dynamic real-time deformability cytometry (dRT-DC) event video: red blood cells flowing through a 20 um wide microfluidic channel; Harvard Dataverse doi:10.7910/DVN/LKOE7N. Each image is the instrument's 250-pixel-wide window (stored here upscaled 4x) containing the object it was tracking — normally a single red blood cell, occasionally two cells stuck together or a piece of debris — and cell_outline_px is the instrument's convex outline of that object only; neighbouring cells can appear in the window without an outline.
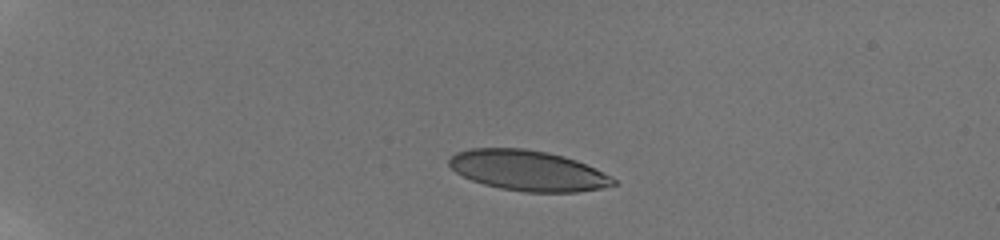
{"species": "human", "species_latin": "Homo sapiens", "temperature_condition": "room temperature", "stored_images_in_passage": 26, "camera_frame_rate_fps": 3000, "um_per_image_px": 0.085, "donor": {"sex": "male"}, "frame": {"image": 1, "passage_image": 1, "time_ms": 0.0, "image_size_px": [1000, 240], "cell_outline_px": [[616, 184], [600, 188], [576, 192], [524, 192], [500, 188], [484, 184], [472, 180], [456, 172], [448, 164], [448, 160], [456, 152], [468, 148], [524, 148], [548, 152], [564, 156], [576, 160], [596, 168], [612, 176], [616, 180]], "centroid_in_image_um": [44.88, 14.49], "position_along_channel_um": 40.1, "area_um2": 38.73}}
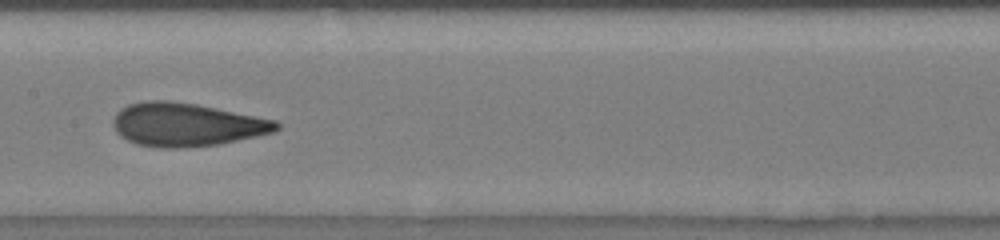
{"frame": {"image": 2, "passage_image": 10, "time_ms": 6.0, "image_size_px": [1000, 240], "cell_outline_px": [[280, 128], [272, 132], [256, 136], [220, 144], [180, 148], [160, 148], [136, 144], [120, 136], [116, 132], [112, 124], [112, 120], [116, 112], [120, 108], [128, 104], [148, 100], [168, 100], [196, 104], [276, 120], [280, 124]], "centroid_in_image_um": [15.8, 10.59], "position_along_channel_um": 191.6, "area_um2": 41.33}}
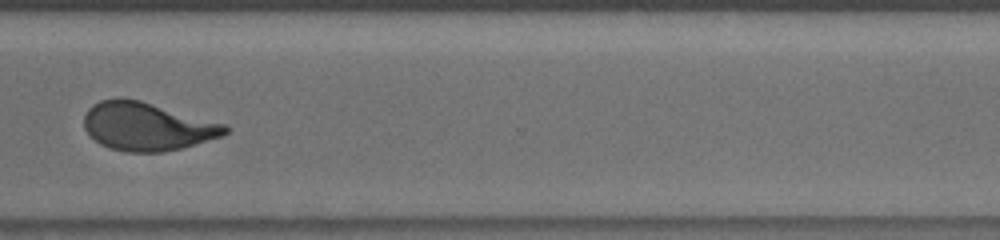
{"frame": {"image": 3, "passage_image": 20, "time_ms": 10.333, "image_size_px": [1000, 240], "cell_outline_px": [[228, 132], [220, 136], [184, 148], [164, 152], [128, 152], [112, 148], [100, 144], [84, 128], [84, 116], [88, 108], [92, 104], [100, 100], [116, 96], [120, 96], [140, 100], [224, 124], [228, 128]], "centroid_in_image_um": [12.46, 10.73], "position_along_channel_um": 358.1, "area_um2": 39.54}, "authors_computed_cell_mechanics": {"area_um2": 39.5641, "velocity_mm_per_s": 3.8469, "shape_relaxation_time_tau1_ms": 6.2253, "shape_relaxation_time_tau2_ms": 0.7847, "deformation_change_tau1": 0.1959, "deformation_change_tau2": 0.0595}}